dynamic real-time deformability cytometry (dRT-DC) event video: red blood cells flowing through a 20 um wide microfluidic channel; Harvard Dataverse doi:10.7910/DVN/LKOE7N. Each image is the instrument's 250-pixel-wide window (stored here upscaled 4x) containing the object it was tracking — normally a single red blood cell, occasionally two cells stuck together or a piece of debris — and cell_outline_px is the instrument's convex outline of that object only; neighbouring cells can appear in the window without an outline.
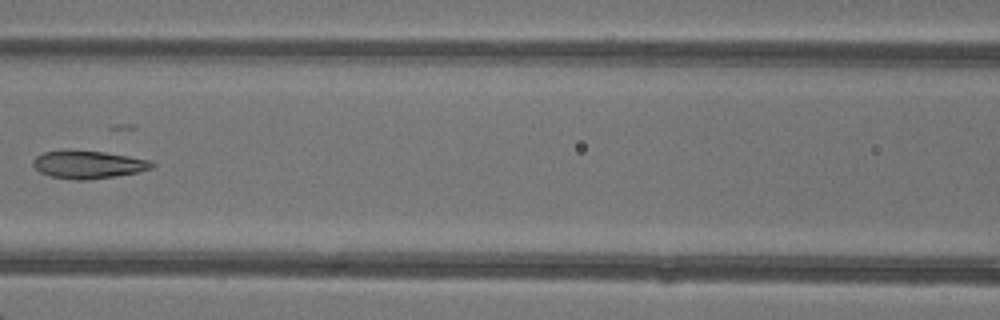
{"species": "common noctule bat (a hibernating species)", "species_latin": "Nyctalus noctula", "temperature_condition": "warm", "stored_images_in_passage": 7, "camera_frame_rate_fps": 3000, "um_per_image_px": 0.085, "animal": {"sex": "female"}, "frame": {"image": 1, "passage_image": 7, "time_ms": 7.0, "image_size_px": [1000, 320], "cell_outline_px": [[156, 164], [152, 168], [136, 172], [116, 176], [88, 180], [72, 180], [52, 176], [40, 172], [32, 164], [32, 160], [36, 156], [44, 152], [64, 148], [104, 152], [128, 156], [148, 160]], "centroid_in_image_um": [7.44, 13.96], "position_along_channel_um": 159.2, "area_um2": 19.54}}